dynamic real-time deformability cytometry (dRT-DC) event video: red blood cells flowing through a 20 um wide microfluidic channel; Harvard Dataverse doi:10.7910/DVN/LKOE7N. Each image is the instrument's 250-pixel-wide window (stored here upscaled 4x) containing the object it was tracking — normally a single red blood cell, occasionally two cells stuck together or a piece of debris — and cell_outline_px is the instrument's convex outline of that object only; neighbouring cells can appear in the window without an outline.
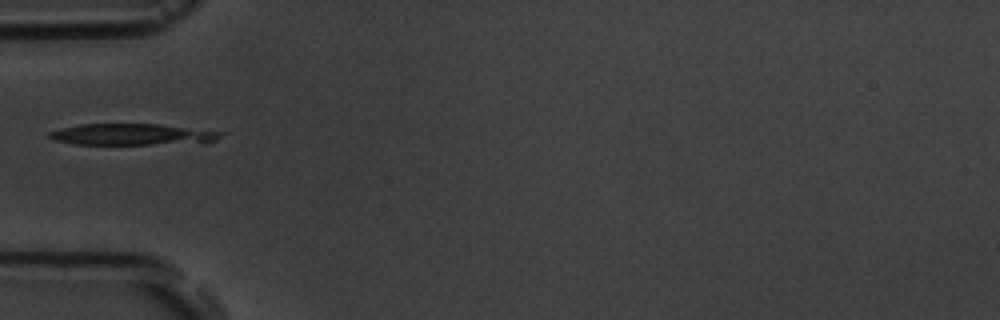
{"species": "common noctule bat (a hibernating species)", "species_latin": "Nyctalus noctula", "temperature_condition": "room temperature", "stored_images_in_passage": 16, "camera_frame_rate_fps": 3000, "um_per_image_px": 0.085, "animal": {"sex": "male", "body_mass_g": 19.5, "forearm_length_mm": 54.6}, "frame": {"image": 1, "passage_image": 6, "time_ms": 5.667, "image_size_px": [1000, 320], "cell_outline_px": [[224, 132], [216, 140], [208, 144], [76, 144], [52, 140], [44, 136], [48, 132], [60, 128], [80, 124], [160, 124]], "centroid_in_image_um": [11.26, 11.44], "position_along_channel_um": 73.7, "area_um2": 21.79}}